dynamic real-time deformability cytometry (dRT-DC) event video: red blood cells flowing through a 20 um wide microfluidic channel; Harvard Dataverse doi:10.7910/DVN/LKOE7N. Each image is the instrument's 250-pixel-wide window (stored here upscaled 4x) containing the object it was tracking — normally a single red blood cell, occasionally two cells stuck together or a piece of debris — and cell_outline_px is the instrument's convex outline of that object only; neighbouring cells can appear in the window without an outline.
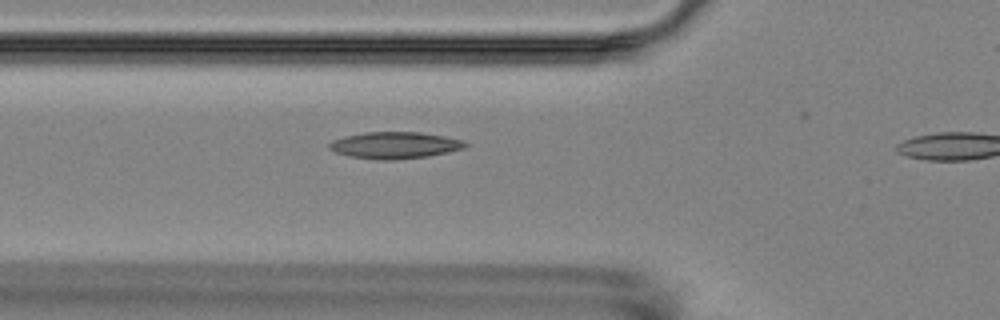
{"species": "Egyptian fruit bat (a non-hibernating species)", "species_latin": "Rousettus aegyptiacus", "temperature_condition": "room temperature", "stored_images_in_passage": 7, "camera_frame_rate_fps": 3000, "um_per_image_px": 0.085, "animal": {"sex": "female"}, "frame": {"image": 1, "passage_image": 6, "time_ms": 5.667, "image_size_px": [1000, 320], "cell_outline_px": [[468, 144], [464, 148], [448, 152], [428, 156], [396, 160], [380, 160], [348, 156], [336, 152], [328, 148], [328, 144], [332, 140], [344, 136], [364, 132], [420, 132], [444, 136], [464, 140]], "centroid_in_image_um": [33.55, 12.34], "position_along_channel_um": 92.3, "area_um2": 21.27}}